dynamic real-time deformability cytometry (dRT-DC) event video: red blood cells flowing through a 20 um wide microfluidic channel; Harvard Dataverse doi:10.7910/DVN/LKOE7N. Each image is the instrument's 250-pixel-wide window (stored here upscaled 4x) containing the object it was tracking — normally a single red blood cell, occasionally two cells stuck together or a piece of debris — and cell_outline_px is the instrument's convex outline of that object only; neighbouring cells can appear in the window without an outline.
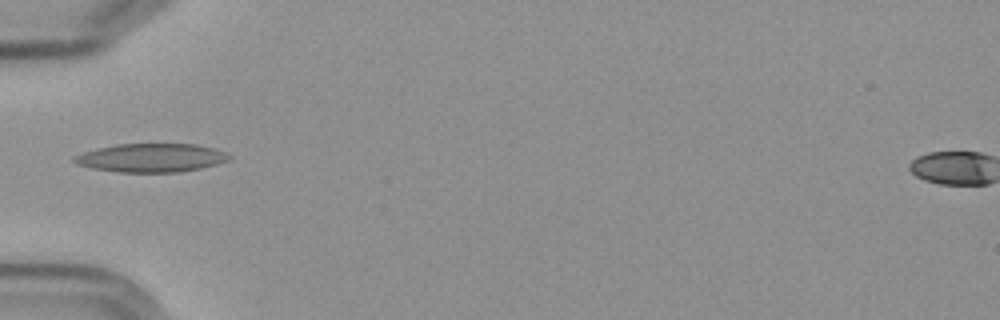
{"species": "Egyptian fruit bat (a non-hibernating species)", "species_latin": "Rousettus aegyptiacus", "temperature_condition": "cold", "stored_images_in_passage": 6, "camera_frame_rate_fps": 3000, "um_per_image_px": 0.085, "frame": {"image": 1, "passage_image": 2, "time_ms": 1.333, "image_size_px": [1000, 320], "cell_outline_px": [[232, 156], [228, 160], [216, 164], [200, 168], [180, 172], [120, 172], [92, 168], [76, 164], [72, 160], [72, 156], [84, 152], [116, 144], [196, 144], [212, 148], [224, 152]], "centroid_in_image_um": [12.83, 13.41], "position_along_channel_um": 72.2, "area_um2": 25.61}}
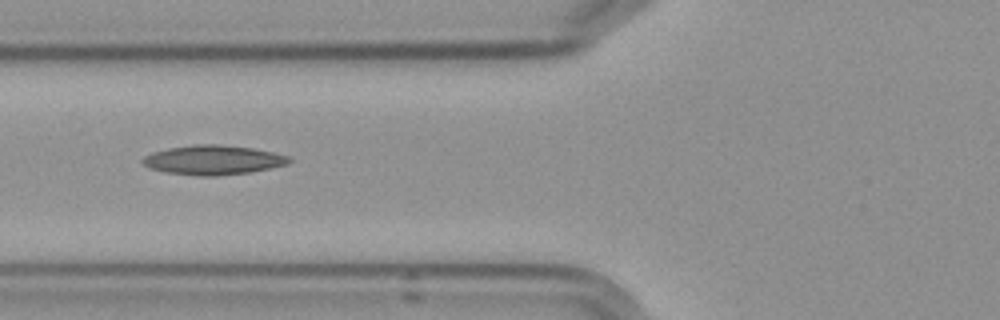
{"frame": {"image": 2, "passage_image": 3, "time_ms": 2.333, "image_size_px": [1000, 320], "cell_outline_px": [[292, 160], [288, 164], [248, 172], [216, 176], [200, 176], [164, 172], [148, 168], [140, 160], [144, 156], [152, 152], [168, 148], [196, 144], [216, 144], [252, 148], [272, 152], [288, 156]], "centroid_in_image_um": [18.06, 13.6], "position_along_channel_um": 107.7, "area_um2": 25.03}}
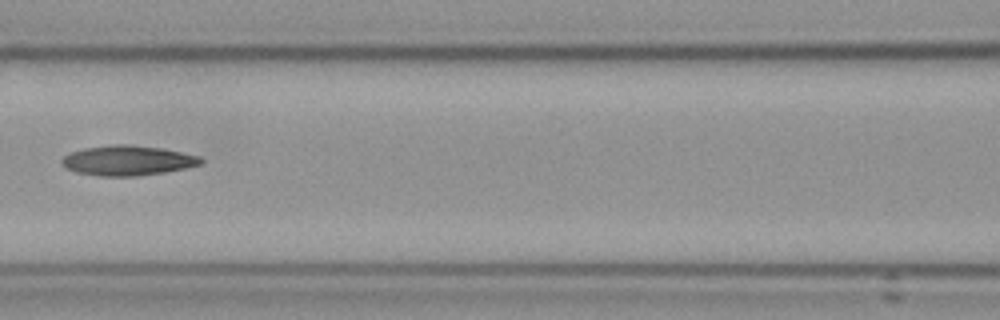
{"frame": {"image": 3, "passage_image": 4, "time_ms": 3.667, "image_size_px": [1000, 320], "cell_outline_px": [[204, 160], [200, 164], [184, 168], [164, 172], [136, 176], [100, 176], [76, 172], [68, 168], [60, 160], [64, 156], [72, 152], [84, 148], [112, 144], [132, 144], [160, 148], [200, 156]], "centroid_in_image_um": [10.85, 13.63], "position_along_channel_um": 155.8, "area_um2": 24.04}}